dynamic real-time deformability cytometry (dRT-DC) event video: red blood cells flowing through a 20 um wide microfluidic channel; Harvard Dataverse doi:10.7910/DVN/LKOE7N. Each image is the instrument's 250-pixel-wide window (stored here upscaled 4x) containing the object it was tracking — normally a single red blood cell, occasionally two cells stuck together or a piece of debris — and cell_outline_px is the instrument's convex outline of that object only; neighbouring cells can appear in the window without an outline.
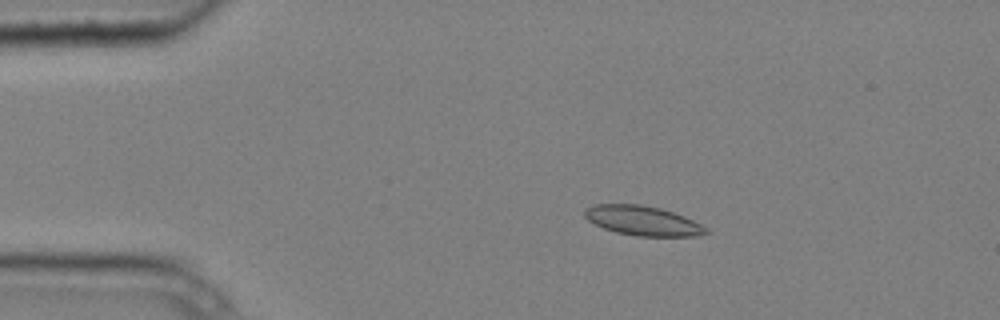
{"species": "common noctule bat (a hibernating species)", "species_latin": "Nyctalus noctula", "temperature_condition": "cold", "stored_images_in_passage": 3, "camera_frame_rate_fps": 3000, "um_per_image_px": 0.085, "animal": {"sex": "male", "body_mass_g": 20.4}, "frame": {"image": 1, "passage_image": 2, "time_ms": 0.333, "image_size_px": [1000, 320], "cell_outline_px": [[712, 232], [696, 236], [636, 236], [616, 232], [604, 228], [588, 220], [584, 216], [584, 208], [596, 204], [640, 204], [660, 208], [684, 216], [708, 228]], "centroid_in_image_um": [54.64, 18.76], "position_along_channel_um": 30.4, "area_um2": 20.92}}